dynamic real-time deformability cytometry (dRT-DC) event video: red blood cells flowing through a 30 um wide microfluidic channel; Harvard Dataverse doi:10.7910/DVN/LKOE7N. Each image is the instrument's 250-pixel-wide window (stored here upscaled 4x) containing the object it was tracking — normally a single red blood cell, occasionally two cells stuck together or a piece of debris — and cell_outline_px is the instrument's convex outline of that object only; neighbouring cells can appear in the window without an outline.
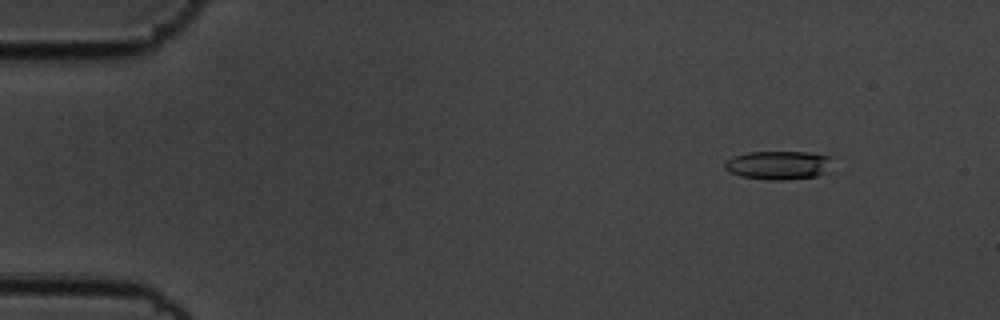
{"species": "common noctule bat (a hibernating species)", "species_latin": "Nyctalus noctula", "temperature_condition": "cold", "stored_images_in_passage": 58, "camera_frame_rate_fps": 3000, "um_per_image_px": 0.085, "animal": {"sex": "male", "body_mass_g": 19.5, "forearm_length_mm": 54.6}, "frame": {"image": 1, "passage_image": 7, "time_ms": 2.0, "image_size_px": [1000, 320], "cell_outline_px": [[832, 156], [828, 172], [816, 176], [780, 180], [768, 180], [740, 176], [724, 168], [724, 164], [732, 156], [748, 152], [808, 152]], "centroid_in_image_um": [66.18, 14.03], "position_along_channel_um": 18.8, "area_um2": 17.98}}
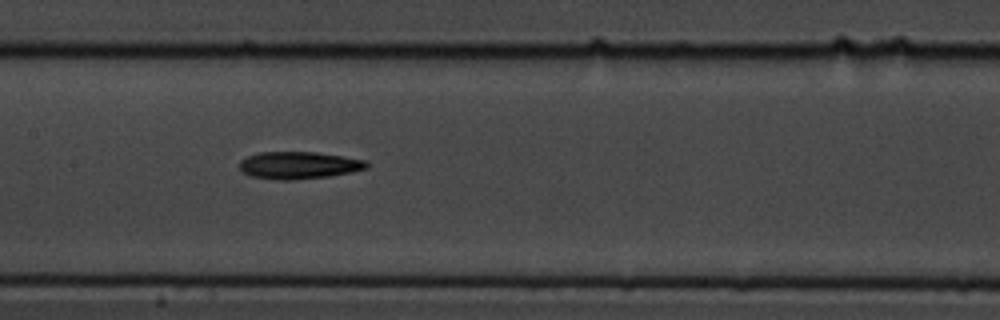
{"frame": {"image": 2, "passage_image": 29, "time_ms": 9.333, "image_size_px": [1000, 320], "cell_outline_px": [[368, 168], [352, 172], [328, 176], [292, 180], [276, 180], [252, 176], [244, 172], [240, 168], [240, 160], [248, 156], [260, 152], [316, 152], [364, 160], [368, 164]], "centroid_in_image_um": [25.39, 14.05], "position_along_channel_um": 182.0, "area_um2": 20.0}}
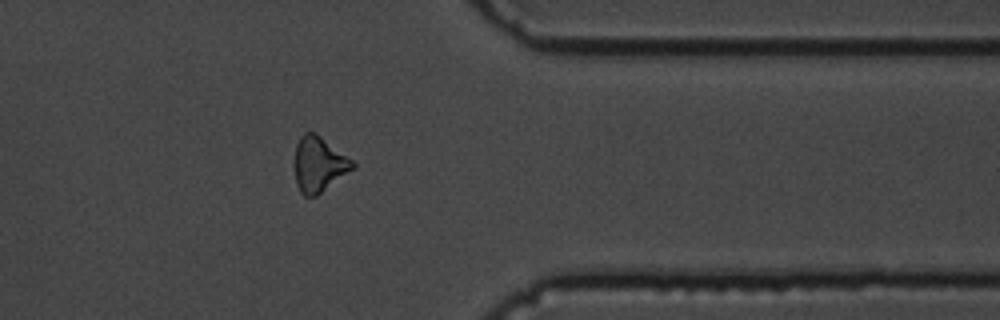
{"frame": {"image": 3, "passage_image": 47, "time_ms": 15.333, "image_size_px": [1000, 320], "cell_outline_px": [[356, 168], [316, 196], [304, 196], [300, 192], [296, 184], [292, 164], [296, 144], [300, 136], [304, 132], [316, 132], [352, 160], [356, 164]], "centroid_in_image_um": [27.07, 13.96], "position_along_channel_um": 384.3, "area_um2": 19.19}, "authors_computed_cell_mechanics": {"area_um2": 19.1896, "velocity_mm_per_s": 3.5426, "shape_relaxation_time_tau1_ms": 4.4942, "shape_relaxation_time_tau2_ms": null, "deformation_change_tau1": 0.1159, "deformation_change_tau2": null}}